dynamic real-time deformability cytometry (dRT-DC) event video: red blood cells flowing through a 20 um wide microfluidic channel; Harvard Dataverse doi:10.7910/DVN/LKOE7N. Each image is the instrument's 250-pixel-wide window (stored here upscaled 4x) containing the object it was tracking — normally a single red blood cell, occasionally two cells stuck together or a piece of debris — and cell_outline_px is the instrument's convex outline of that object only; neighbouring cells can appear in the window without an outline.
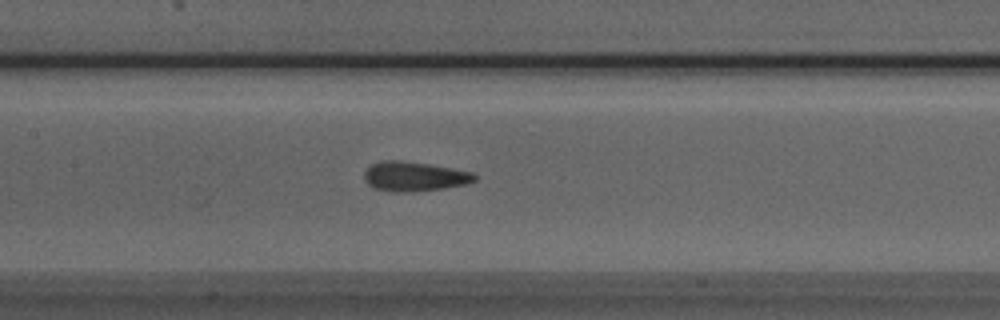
{"species": "Egyptian fruit bat (a non-hibernating species)", "species_latin": "Rousettus aegyptiacus", "temperature_condition": "room temperature", "stored_images_in_passage": 51, "camera_frame_rate_fps": 3000, "um_per_image_px": 0.085, "animal": {"sex": "male"}, "frame": {"image": 1, "passage_image": 23, "time_ms": 7.333, "image_size_px": [1000, 320], "cell_outline_px": [[476, 180], [468, 184], [444, 188], [412, 192], [392, 192], [372, 188], [364, 180], [364, 172], [372, 164], [380, 160], [400, 160], [428, 164], [472, 172], [476, 176]], "centroid_in_image_um": [35.18, 15.01], "position_along_channel_um": 172.2, "area_um2": 19.13}}
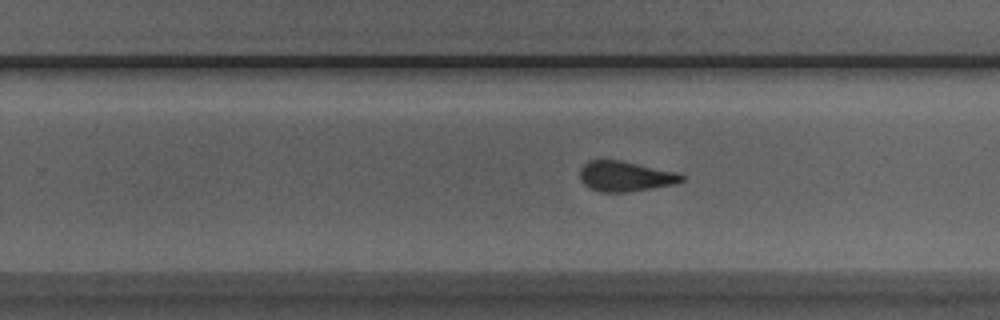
{"frame": {"image": 2, "passage_image": 31, "time_ms": 10.0, "image_size_px": [1000, 320], "cell_outline_px": [[684, 180], [676, 184], [628, 192], [600, 192], [588, 188], [580, 180], [580, 168], [588, 160], [620, 160], [680, 172], [684, 176]], "centroid_in_image_um": [53.16, 14.98], "position_along_channel_um": 276.6, "area_um2": 18.21}}
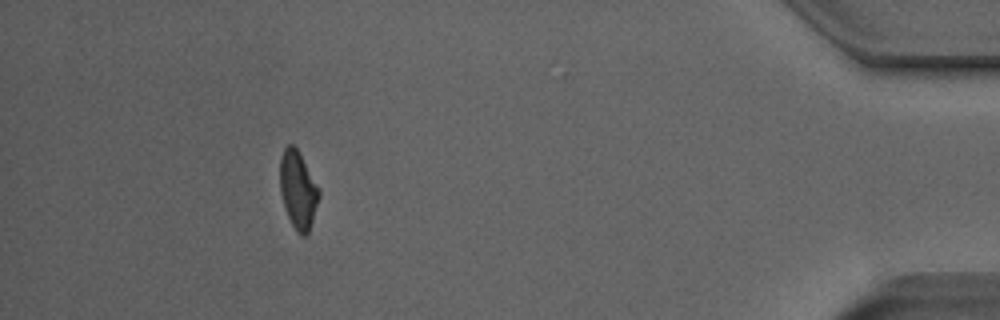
{"frame": {"image": 3, "passage_image": 46, "time_ms": 15.0, "image_size_px": [1000, 320], "cell_outline_px": [[320, 196], [308, 232], [304, 236], [300, 236], [296, 232], [284, 208], [280, 192], [280, 156], [284, 148], [288, 144], [292, 144], [300, 152], [320, 192]], "centroid_in_image_um": [25.31, 16.13], "position_along_channel_um": 409.9, "area_um2": 17.57}, "authors_computed_cell_mechanics": {"area_um2": 18.785, "velocity_mm_per_s": 3.936, "shape_relaxation_time_tau1_ms": 6.206, "shape_relaxation_time_tau2_ms": 1.91, "deformation_change_tau1": 0.1234, "deformation_change_tau2": 0.0731}}